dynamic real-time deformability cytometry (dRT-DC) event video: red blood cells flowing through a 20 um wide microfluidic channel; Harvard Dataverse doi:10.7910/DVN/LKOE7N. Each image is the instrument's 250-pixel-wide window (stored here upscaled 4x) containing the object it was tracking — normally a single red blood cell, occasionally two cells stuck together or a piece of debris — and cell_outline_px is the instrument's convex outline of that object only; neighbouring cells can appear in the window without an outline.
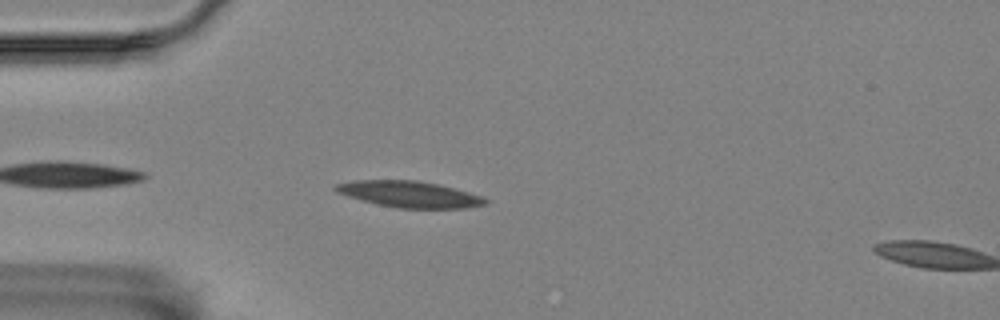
{"species": "Egyptian fruit bat (a non-hibernating species)", "species_latin": "Rousettus aegyptiacus", "temperature_condition": "room temperature", "stored_images_in_passage": 6, "camera_frame_rate_fps": 3000, "um_per_image_px": 0.085, "animal": {"sex": "female"}, "frame": {"image": 1, "passage_image": 4, "time_ms": 1.0, "image_size_px": [1000, 320], "cell_outline_px": [[488, 204], [468, 208], [396, 208], [376, 204], [348, 196], [336, 192], [332, 188], [336, 184], [352, 180], [416, 180], [436, 184], [468, 192], [480, 196], [488, 200]], "centroid_in_image_um": [34.76, 16.51], "position_along_channel_um": 50.2, "area_um2": 22.83}}